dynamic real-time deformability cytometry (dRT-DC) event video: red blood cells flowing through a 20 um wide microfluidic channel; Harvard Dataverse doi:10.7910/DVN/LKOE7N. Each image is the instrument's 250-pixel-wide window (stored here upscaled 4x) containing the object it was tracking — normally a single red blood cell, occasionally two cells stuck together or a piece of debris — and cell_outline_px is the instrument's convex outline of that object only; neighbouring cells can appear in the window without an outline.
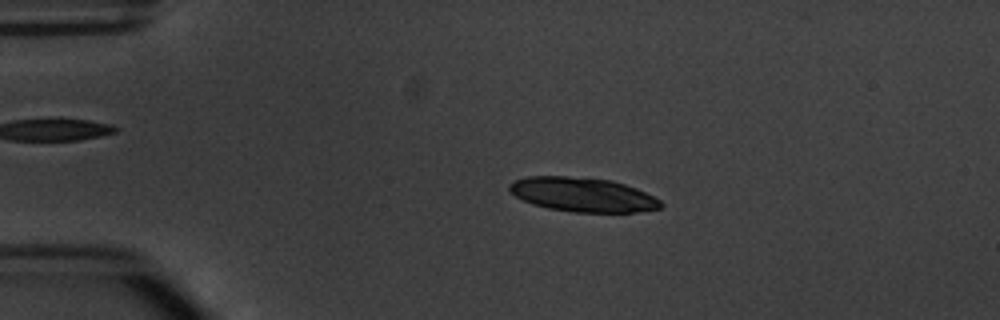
{"species": "common noctule bat (a hibernating species)", "species_latin": "Nyctalus noctula", "temperature_condition": "warm", "stored_images_in_passage": 3, "camera_frame_rate_fps": 3000, "um_per_image_px": 0.085, "animal": {"sex": "male", "body_mass_g": 20.1, "forearm_length_mm": 53.5}, "frame": {"image": 1, "passage_image": 2, "time_ms": 1.333, "image_size_px": [1000, 320], "cell_outline_px": [[664, 204], [660, 208], [636, 212], [572, 212], [548, 208], [532, 204], [516, 196], [508, 188], [508, 184], [512, 180], [528, 176], [568, 176], [612, 180], [636, 188], [660, 200]], "centroid_in_image_um": [49.5, 16.54], "position_along_channel_um": 35.5, "area_um2": 30.17}}